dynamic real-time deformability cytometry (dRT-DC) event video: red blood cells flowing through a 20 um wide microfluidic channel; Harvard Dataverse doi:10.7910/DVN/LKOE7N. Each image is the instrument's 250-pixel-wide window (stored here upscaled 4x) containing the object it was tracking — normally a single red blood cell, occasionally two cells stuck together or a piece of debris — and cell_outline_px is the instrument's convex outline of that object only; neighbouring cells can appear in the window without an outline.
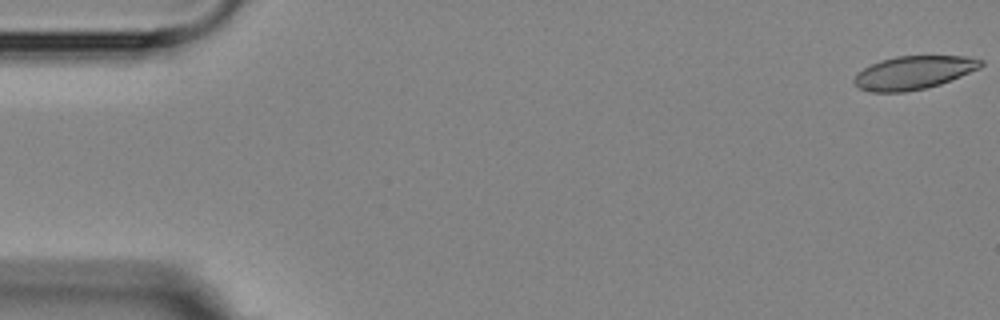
{"species": "Egyptian fruit bat (a non-hibernating species)", "species_latin": "Rousettus aegyptiacus", "temperature_condition": "room temperature", "stored_images_in_passage": 6, "camera_frame_rate_fps": 3000, "um_per_image_px": 0.085, "animal": {"sex": "female"}, "frame": {"image": 1, "passage_image": 1, "time_ms": 0.0, "image_size_px": [1000, 320], "cell_outline_px": [[984, 64], [980, 68], [940, 84], [924, 88], [904, 92], [872, 92], [860, 88], [852, 80], [856, 72], [880, 60], [896, 56], [968, 56], [984, 60]], "centroid_in_image_um": [77.66, 6.16], "position_along_channel_um": 7.3, "area_um2": 24.57}}
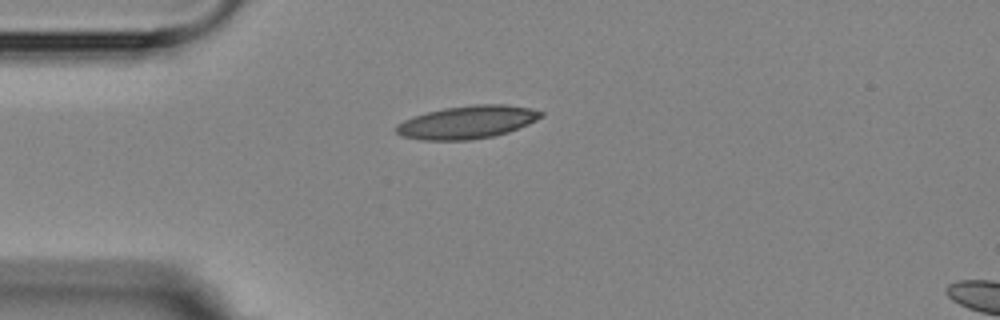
{"frame": {"image": 2, "passage_image": 5, "time_ms": 4.333, "image_size_px": [1000, 320], "cell_outline_px": [[544, 116], [528, 124], [508, 132], [492, 136], [472, 140], [420, 140], [400, 136], [396, 132], [396, 124], [404, 120], [428, 112], [444, 108], [476, 104], [508, 104], [532, 108], [544, 112]], "centroid_in_image_um": [39.74, 10.38], "position_along_channel_um": 45.3, "area_um2": 27.86}}